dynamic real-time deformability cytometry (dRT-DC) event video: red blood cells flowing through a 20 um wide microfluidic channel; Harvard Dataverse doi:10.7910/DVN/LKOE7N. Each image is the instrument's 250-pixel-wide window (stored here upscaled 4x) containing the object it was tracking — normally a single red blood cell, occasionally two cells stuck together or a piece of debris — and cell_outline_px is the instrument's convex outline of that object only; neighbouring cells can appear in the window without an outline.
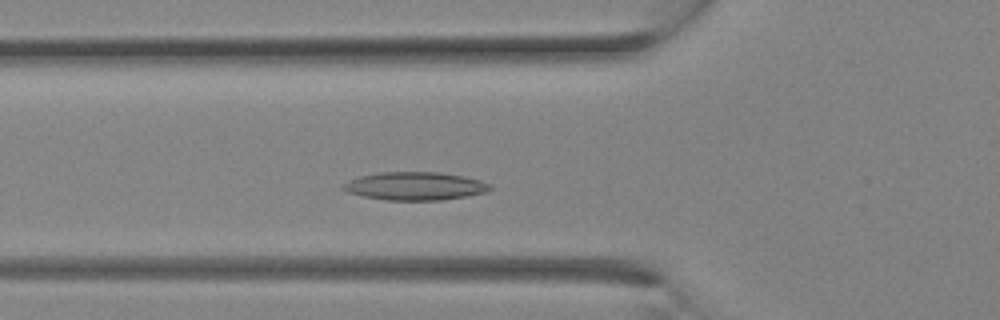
{"species": "Egyptian fruit bat (a non-hibernating species)", "species_latin": "Rousettus aegyptiacus", "temperature_condition": "room temperature", "stored_images_in_passage": 11, "camera_frame_rate_fps": 3000, "um_per_image_px": 0.085, "animal": {"sex": "female"}, "frame": {"image": 1, "passage_image": 7, "time_ms": 2.0, "image_size_px": [1000, 320], "cell_outline_px": [[492, 188], [484, 192], [464, 196], [440, 200], [384, 200], [364, 196], [348, 192], [340, 188], [340, 184], [348, 180], [360, 176], [376, 172], [440, 172], [464, 176], [480, 180], [492, 184]], "centroid_in_image_um": [35.23, 15.8], "position_along_channel_um": 90.6, "area_um2": 24.16}}
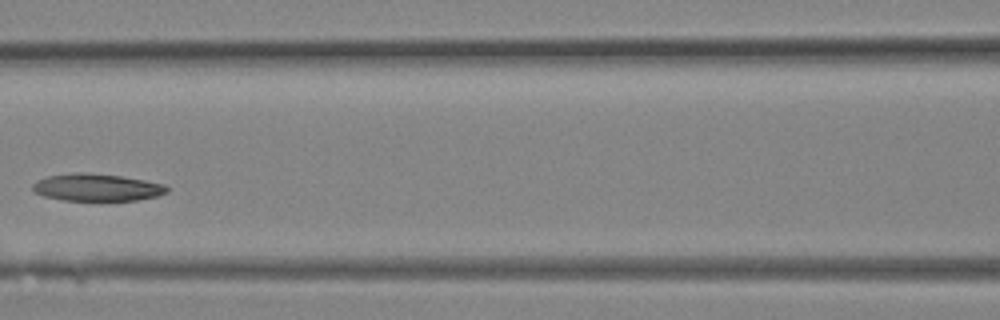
{"frame": {"image": 2, "passage_image": 10, "time_ms": 3.0, "image_size_px": [1000, 320], "cell_outline_px": [[168, 192], [156, 196], [136, 200], [64, 200], [44, 196], [36, 192], [32, 188], [32, 184], [36, 180], [48, 176], [76, 172], [88, 172], [120, 176], [144, 180], [164, 184], [168, 188]], "centroid_in_image_um": [8.22, 15.92], "position_along_channel_um": 158.4, "area_um2": 21.21}}